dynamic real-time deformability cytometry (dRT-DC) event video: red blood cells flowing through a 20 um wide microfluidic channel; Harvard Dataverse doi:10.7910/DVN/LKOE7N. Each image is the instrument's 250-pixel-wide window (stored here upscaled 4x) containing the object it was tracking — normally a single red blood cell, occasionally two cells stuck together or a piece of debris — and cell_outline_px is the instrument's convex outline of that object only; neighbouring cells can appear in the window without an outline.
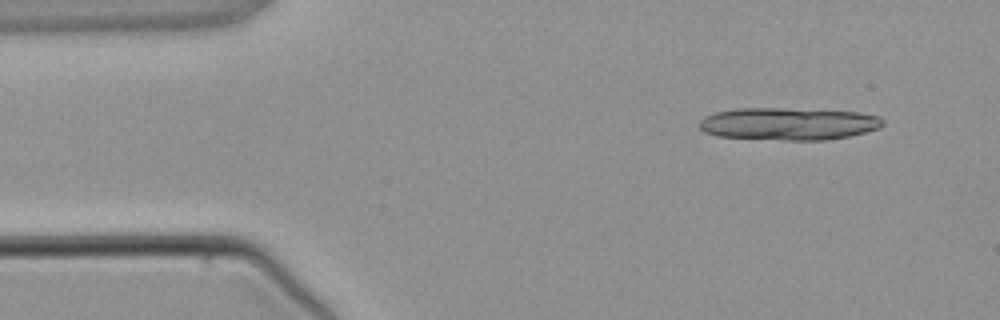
{"species": "common noctule bat (a hibernating species)", "species_latin": "Nyctalus noctula", "temperature_condition": "warm", "stored_images_in_passage": 5, "segment_of_instrument_passage": [2, 2], "camera_frame_rate_fps": 3000, "um_per_image_px": 0.085, "animal": {"sex": "male", "body_mass_g": 21.5, "forearm_length_mm": 52.0}, "frame": {"image": 1, "passage_image": 5, "time_ms": 5.0, "image_size_px": [1000, 320], "cell_outline_px": [[884, 124], [880, 128], [848, 136], [824, 140], [784, 140], [716, 136], [704, 132], [700, 128], [700, 120], [704, 116], [716, 112], [736, 108], [784, 108], [856, 112], [880, 116], [884, 120]], "centroid_in_image_um": [67.0, 10.52], "position_along_channel_um": 18.0, "area_um2": 34.68}}